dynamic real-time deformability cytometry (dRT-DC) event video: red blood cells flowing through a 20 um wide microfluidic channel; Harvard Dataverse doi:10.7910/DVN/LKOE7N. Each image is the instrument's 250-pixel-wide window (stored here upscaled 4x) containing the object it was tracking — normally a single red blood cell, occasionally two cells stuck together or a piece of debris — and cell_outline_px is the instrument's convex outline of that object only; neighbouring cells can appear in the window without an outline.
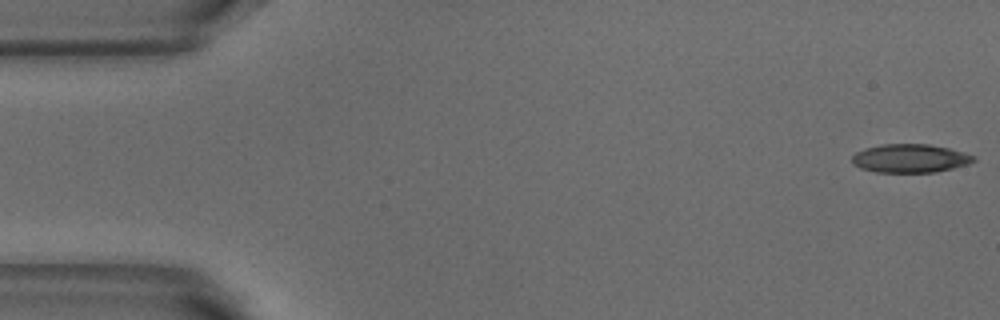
{"species": "common noctule bat (a hibernating species)", "species_latin": "Nyctalus noctula", "temperature_condition": "warm", "stored_images_in_passage": 5, "camera_frame_rate_fps": 3000, "um_per_image_px": 0.085, "animal": {"sex": "male", "body_mass_g": 18.8}, "frame": {"image": 1, "passage_image": 1, "time_ms": 0.0, "image_size_px": [1000, 320], "cell_outline_px": [[976, 160], [968, 164], [936, 172], [876, 172], [860, 168], [852, 164], [852, 156], [856, 152], [864, 148], [880, 144], [928, 144], [948, 148], [964, 152], [976, 156]], "centroid_in_image_um": [77.35, 13.45], "position_along_channel_um": 7.7, "area_um2": 20.29}}